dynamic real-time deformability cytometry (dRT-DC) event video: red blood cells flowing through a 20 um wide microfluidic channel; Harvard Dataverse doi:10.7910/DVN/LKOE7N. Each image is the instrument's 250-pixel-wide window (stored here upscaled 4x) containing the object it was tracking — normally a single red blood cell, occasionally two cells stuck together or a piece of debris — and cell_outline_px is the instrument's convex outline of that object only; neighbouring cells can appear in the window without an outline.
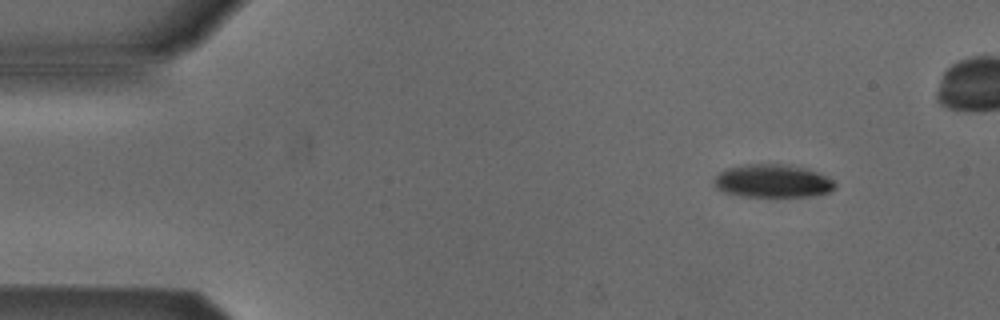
{"species": "Egyptian fruit bat (a non-hibernating species)", "species_latin": "Rousettus aegyptiacus", "temperature_condition": "cold", "stored_images_in_passage": 4, "camera_frame_rate_fps": 3000, "um_per_image_px": 0.085, "animal": {"sex": "male"}, "frame": {"image": 1, "passage_image": 1, "time_ms": 0.0, "image_size_px": [1000, 320], "cell_outline_px": [[836, 188], [828, 192], [812, 196], [740, 196], [724, 192], [716, 188], [712, 184], [712, 180], [720, 172], [728, 168], [740, 164], [788, 164], [820, 172], [832, 180], [836, 184]], "centroid_in_image_um": [65.65, 15.38], "position_along_channel_um": 19.3, "area_um2": 23.52}}